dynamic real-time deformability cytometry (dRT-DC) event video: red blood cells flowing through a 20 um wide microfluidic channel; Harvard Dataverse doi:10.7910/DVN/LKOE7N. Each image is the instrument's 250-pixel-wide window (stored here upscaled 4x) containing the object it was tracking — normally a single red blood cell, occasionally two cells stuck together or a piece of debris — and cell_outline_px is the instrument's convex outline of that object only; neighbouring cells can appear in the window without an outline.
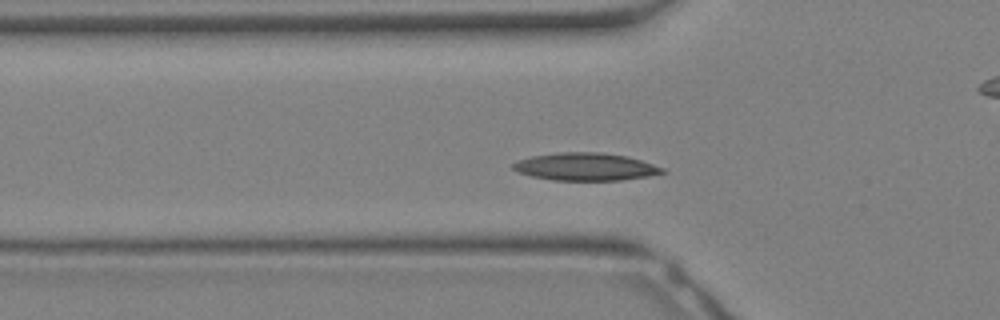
{"species": "Egyptian fruit bat (a non-hibernating species)", "species_latin": "Rousettus aegyptiacus", "temperature_condition": "warm", "stored_images_in_passage": 31, "camera_frame_rate_fps": 3000, "um_per_image_px": 0.085, "animal": {"sex": "female"}, "frame": {"image": 1, "passage_image": 8, "time_ms": 2.333, "image_size_px": [1000, 320], "cell_outline_px": [[668, 172], [648, 176], [620, 180], [552, 180], [532, 176], [520, 172], [512, 168], [512, 164], [516, 160], [532, 156], [560, 152], [600, 152], [624, 156], [640, 160], [664, 168]], "centroid_in_image_um": [49.76, 14.17], "position_along_channel_um": 76.0, "area_um2": 23.87}}
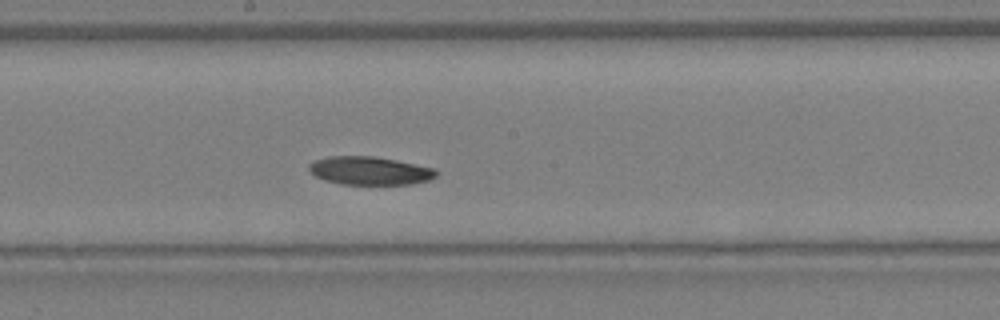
{"frame": {"image": 2, "passage_image": 15, "time_ms": 4.667, "image_size_px": [1000, 320], "cell_outline_px": [[440, 172], [436, 176], [428, 180], [412, 184], [340, 184], [324, 180], [316, 176], [308, 168], [308, 164], [316, 160], [328, 156], [372, 156], [396, 160], [436, 168]], "centroid_in_image_um": [31.46, 14.51], "position_along_channel_um": 216.7, "area_um2": 20.98}}
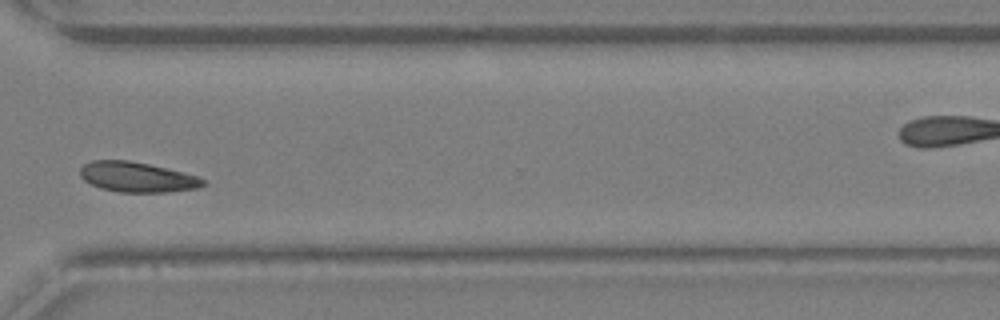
{"frame": {"image": 3, "passage_image": 22, "time_ms": 7.0, "image_size_px": [1000, 320], "cell_outline_px": [[208, 184], [200, 188], [168, 192], [120, 192], [100, 188], [84, 180], [80, 176], [80, 168], [84, 164], [92, 160], [128, 160], [148, 164], [184, 172], [196, 176], [204, 180]], "centroid_in_image_um": [11.67, 15.05], "position_along_channel_um": 358.9, "area_um2": 21.62}}